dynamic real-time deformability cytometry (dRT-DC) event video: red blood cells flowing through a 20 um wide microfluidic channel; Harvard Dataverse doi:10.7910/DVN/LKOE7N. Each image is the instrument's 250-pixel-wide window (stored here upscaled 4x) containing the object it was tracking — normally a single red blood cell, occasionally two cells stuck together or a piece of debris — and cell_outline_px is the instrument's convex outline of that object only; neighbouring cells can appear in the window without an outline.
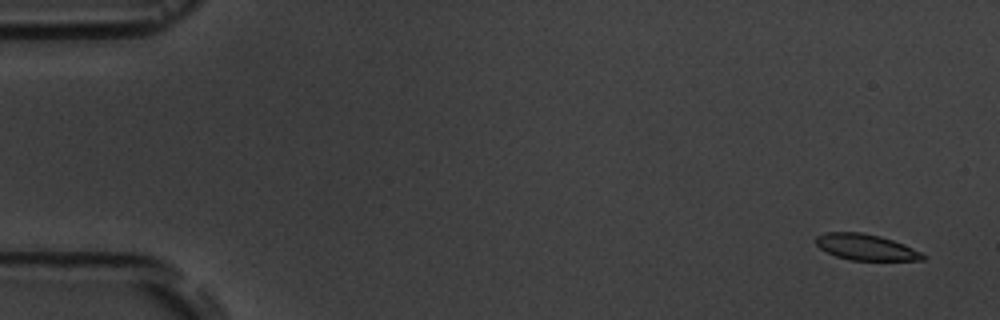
{"species": "common noctule bat (a hibernating species)", "species_latin": "Nyctalus noctula", "temperature_condition": "room temperature", "stored_images_in_passage": 5, "camera_frame_rate_fps": 3000, "um_per_image_px": 0.085, "animal": {"sex": "male", "body_mass_g": 19.5, "forearm_length_mm": 54.6}, "frame": {"image": 1, "passage_image": 1, "time_ms": 0.0, "image_size_px": [1000, 320], "cell_outline_px": [[928, 256], [924, 260], [848, 260], [836, 256], [820, 248], [816, 244], [816, 236], [824, 232], [860, 232], [880, 236], [904, 244]], "centroid_in_image_um": [73.59, 21.01], "position_along_channel_um": 11.4, "area_um2": 16.18}}
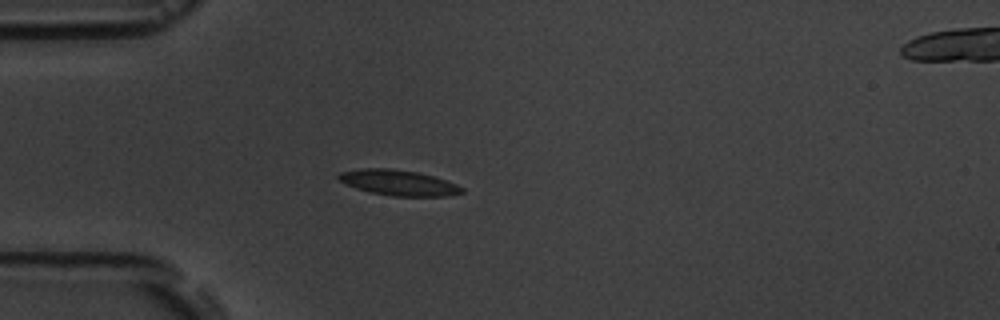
{"frame": {"image": 2, "passage_image": 4, "time_ms": 4.333, "image_size_px": [1000, 320], "cell_outline_px": [[464, 192], [448, 196], [392, 196], [368, 192], [356, 188], [340, 180], [336, 176], [340, 172], [360, 168], [388, 168], [416, 172], [432, 176], [456, 184], [464, 188]], "centroid_in_image_um": [33.86, 15.53], "position_along_channel_um": 51.1, "area_um2": 18.21}}